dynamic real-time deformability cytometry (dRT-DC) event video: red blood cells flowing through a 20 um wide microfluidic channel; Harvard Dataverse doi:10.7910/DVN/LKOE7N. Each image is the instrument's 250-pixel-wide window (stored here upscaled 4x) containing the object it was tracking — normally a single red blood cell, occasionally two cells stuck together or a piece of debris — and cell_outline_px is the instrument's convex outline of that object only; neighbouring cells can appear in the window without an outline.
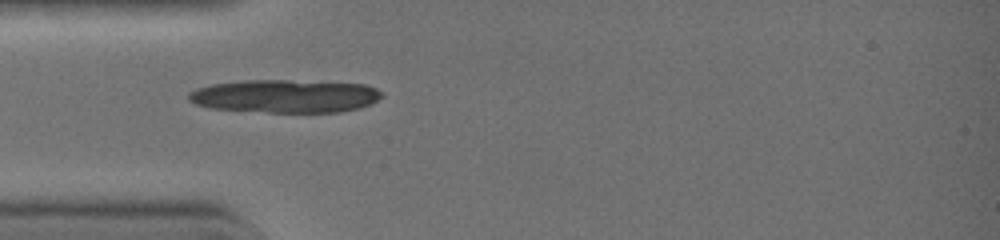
{"species": "common noctule bat (a hibernating species)", "species_latin": "Nyctalus noctula", "temperature_condition": "warm", "stored_images_in_passage": 34, "camera_frame_rate_fps": 3000, "um_per_image_px": 0.085, "animal": {"sex": "female", "body_mass_g": 19.0, "forearm_length_mm": 51.5}, "frame": {"image": 1, "passage_image": 5, "time_ms": 1.333, "image_size_px": [1000, 240], "cell_outline_px": [[384, 96], [368, 104], [356, 108], [336, 112], [268, 112], [212, 108], [196, 104], [188, 100], [188, 92], [196, 88], [212, 84], [244, 80], [288, 80], [364, 84], [376, 88]], "centroid_in_image_um": [24.19, 8.16], "position_along_channel_um": 60.8, "area_um2": 36.99}}